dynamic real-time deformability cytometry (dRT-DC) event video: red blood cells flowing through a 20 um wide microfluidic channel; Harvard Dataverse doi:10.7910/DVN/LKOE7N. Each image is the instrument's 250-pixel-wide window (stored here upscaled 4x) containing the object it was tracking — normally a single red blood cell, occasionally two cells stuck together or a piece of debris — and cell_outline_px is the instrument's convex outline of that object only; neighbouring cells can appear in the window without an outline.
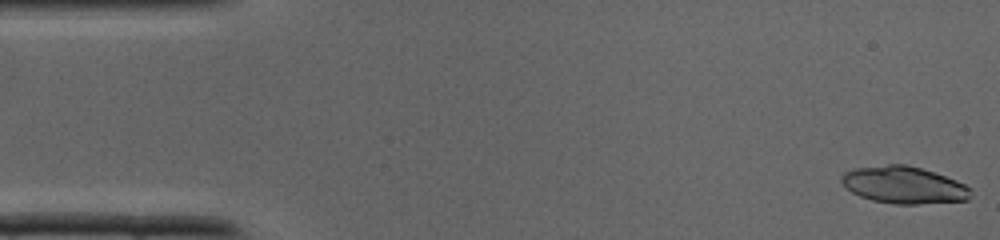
{"species": "common noctule bat (a hibernating species)", "species_latin": "Nyctalus noctula", "temperature_condition": "cold", "stored_images_in_passage": 37, "camera_frame_rate_fps": 3000, "um_per_image_px": 0.085, "animal": {"sex": "male", "body_mass_g": 19.0, "forearm_length_mm": 50.8}, "frame": {"image": 1, "passage_image": 1, "time_ms": 0.0, "image_size_px": [1000, 240], "cell_outline_px": [[972, 196], [968, 200], [916, 204], [896, 204], [872, 200], [860, 196], [852, 192], [840, 180], [840, 176], [844, 172], [856, 168], [888, 164], [908, 164], [956, 180], [972, 188]], "centroid_in_image_um": [76.84, 15.72], "position_along_channel_um": 8.2, "area_um2": 27.86}}